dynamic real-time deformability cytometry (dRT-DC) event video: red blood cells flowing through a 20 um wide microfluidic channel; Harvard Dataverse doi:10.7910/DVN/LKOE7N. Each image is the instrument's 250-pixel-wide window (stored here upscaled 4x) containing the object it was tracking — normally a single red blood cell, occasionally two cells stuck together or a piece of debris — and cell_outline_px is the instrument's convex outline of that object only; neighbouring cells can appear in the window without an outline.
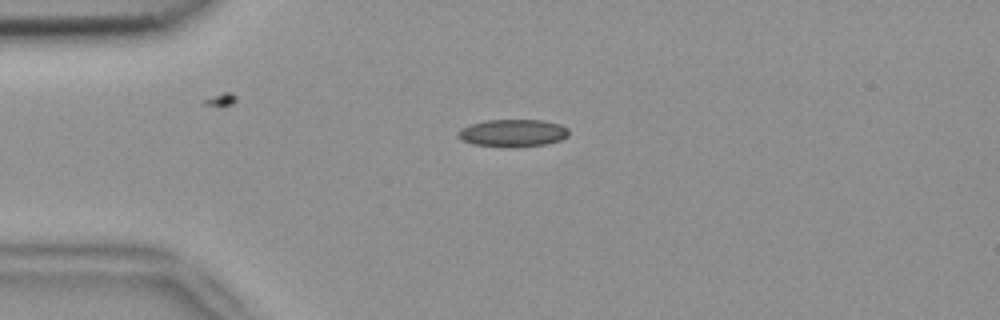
{"species": "common noctule bat (a hibernating species)", "species_latin": "Nyctalus noctula", "temperature_condition": "room temperature", "stored_images_in_passage": 3, "camera_frame_rate_fps": 3000, "um_per_image_px": 0.085, "animal": {"sex": "female", "body_mass_g": 18.4}, "frame": {"image": 1, "passage_image": 2, "time_ms": 0.333, "image_size_px": [1000, 320], "cell_outline_px": [[568, 136], [560, 140], [544, 144], [516, 148], [508, 148], [472, 144], [460, 140], [460, 128], [484, 120], [544, 120], [560, 124], [568, 128]], "centroid_in_image_um": [43.6, 11.32], "position_along_channel_um": 41.4, "area_um2": 17.86}}